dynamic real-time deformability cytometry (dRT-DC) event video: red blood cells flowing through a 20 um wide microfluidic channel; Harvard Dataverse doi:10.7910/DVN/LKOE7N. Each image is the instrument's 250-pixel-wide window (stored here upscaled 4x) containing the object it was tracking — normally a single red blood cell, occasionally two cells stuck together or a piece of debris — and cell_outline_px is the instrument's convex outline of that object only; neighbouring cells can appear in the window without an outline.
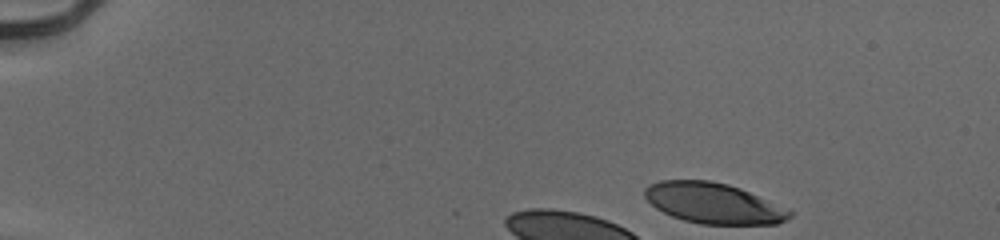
{"species": "human", "species_latin": "Homo sapiens", "temperature_condition": "cold", "stored_images_in_passage": 8, "camera_frame_rate_fps": 3000, "um_per_image_px": 0.085, "donor": {"sex": "male"}, "frame": {"image": 1, "passage_image": 1, "time_ms": 0.0, "image_size_px": [1000, 240], "cell_outline_px": [[792, 216], [788, 220], [776, 224], [700, 224], [684, 220], [672, 216], [656, 208], [644, 196], [644, 188], [648, 184], [660, 180], [708, 180], [728, 184], [740, 188], [792, 212]], "centroid_in_image_um": [60.59, 17.27], "position_along_channel_um": 24.4, "area_um2": 33.99}}